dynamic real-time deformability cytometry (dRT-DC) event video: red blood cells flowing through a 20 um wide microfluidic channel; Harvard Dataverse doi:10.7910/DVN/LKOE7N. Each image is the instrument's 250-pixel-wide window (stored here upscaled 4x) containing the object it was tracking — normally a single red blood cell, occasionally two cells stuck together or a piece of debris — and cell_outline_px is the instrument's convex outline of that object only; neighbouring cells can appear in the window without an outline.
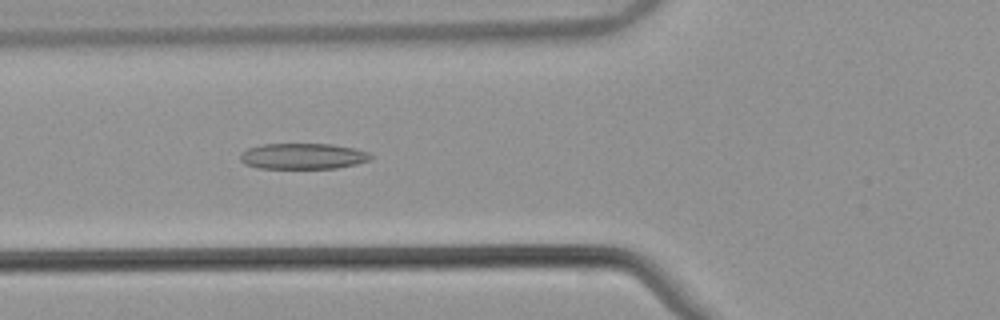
{"species": "common noctule bat (a hibernating species)", "species_latin": "Nyctalus noctula", "temperature_condition": "warm", "stored_images_in_passage": 53, "camera_frame_rate_fps": 3000, "um_per_image_px": 0.085, "animal": {"sex": "male", "body_mass_g": 21.5, "forearm_length_mm": 52.0}, "frame": {"image": 1, "passage_image": 20, "time_ms": 6.333, "image_size_px": [1000, 320], "cell_outline_px": [[372, 160], [356, 164], [336, 168], [256, 168], [244, 164], [240, 160], [240, 156], [248, 148], [260, 144], [332, 144], [352, 148], [368, 152], [372, 156]], "centroid_in_image_um": [25.74, 13.28], "position_along_channel_um": 100.1, "area_um2": 19.65}}
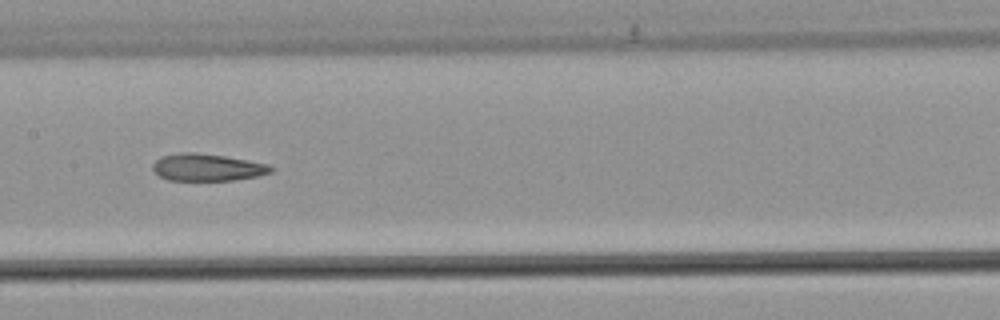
{"frame": {"image": 2, "passage_image": 27, "time_ms": 8.667, "image_size_px": [1000, 320], "cell_outline_px": [[276, 168], [272, 172], [260, 176], [236, 180], [168, 180], [160, 176], [152, 168], [152, 164], [160, 156], [180, 152], [196, 152], [224, 156], [248, 160], [268, 164]], "centroid_in_image_um": [17.65, 14.22], "position_along_channel_um": 189.8, "area_um2": 18.9}}
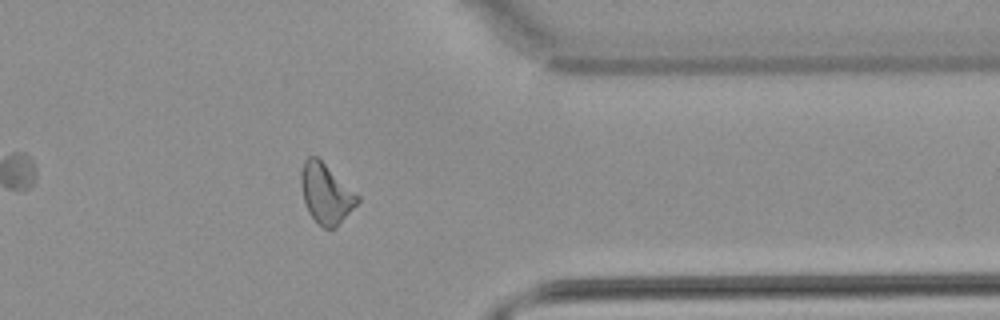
{"frame": {"image": 3, "passage_image": 43, "time_ms": 14.0, "image_size_px": [1000, 320], "cell_outline_px": [[360, 200], [336, 228], [324, 228], [308, 212], [304, 200], [300, 184], [300, 172], [304, 160], [308, 156], [316, 156], [360, 196]], "centroid_in_image_um": [27.7, 16.44], "position_along_channel_um": 383.7, "area_um2": 19.48}, "authors_computed_cell_mechanics": {"area_um2": 19.8254, "velocity_mm_per_s": 3.8265, "shape_relaxation_time_tau1_ms": null, "shape_relaxation_time_tau2_ms": 3.6333, "deformation_change_tau1": null, "deformation_change_tau2": 0.1313}}